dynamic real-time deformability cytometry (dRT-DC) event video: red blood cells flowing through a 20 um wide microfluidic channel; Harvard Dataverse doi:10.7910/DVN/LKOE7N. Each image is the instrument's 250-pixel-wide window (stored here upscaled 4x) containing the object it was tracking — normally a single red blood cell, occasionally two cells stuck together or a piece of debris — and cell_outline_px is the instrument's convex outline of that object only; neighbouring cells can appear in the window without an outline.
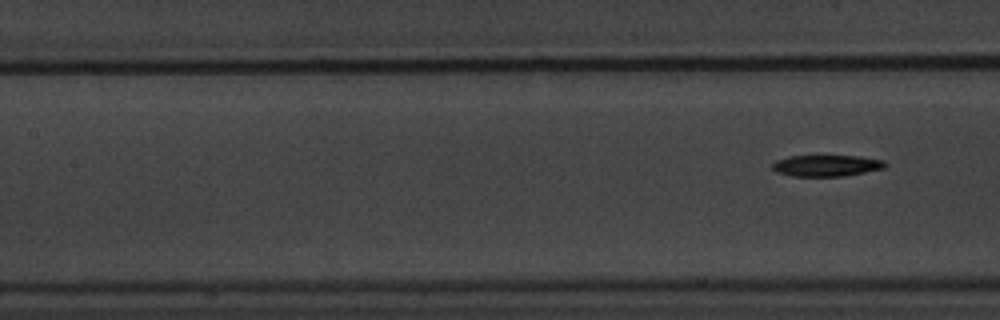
{"species": "common noctule bat (a hibernating species)", "species_latin": "Nyctalus noctula", "temperature_condition": "warm", "stored_images_in_passage": 9, "segment_of_instrument_passage": [2, 2], "camera_frame_rate_fps": 3000, "um_per_image_px": 0.085, "animal": {"sex": "male", "body_mass_g": 20.1, "forearm_length_mm": 53.5}, "frame": {"image": 1, "passage_image": 9, "time_ms": 10.333, "image_size_px": [1000, 320], "cell_outline_px": [[888, 164], [884, 168], [844, 176], [792, 176], [776, 172], [772, 168], [772, 164], [776, 160], [788, 156], [860, 156], [884, 160]], "centroid_in_image_um": [70.25, 14.07], "position_along_channel_um": 137.1, "area_um2": 14.05}}